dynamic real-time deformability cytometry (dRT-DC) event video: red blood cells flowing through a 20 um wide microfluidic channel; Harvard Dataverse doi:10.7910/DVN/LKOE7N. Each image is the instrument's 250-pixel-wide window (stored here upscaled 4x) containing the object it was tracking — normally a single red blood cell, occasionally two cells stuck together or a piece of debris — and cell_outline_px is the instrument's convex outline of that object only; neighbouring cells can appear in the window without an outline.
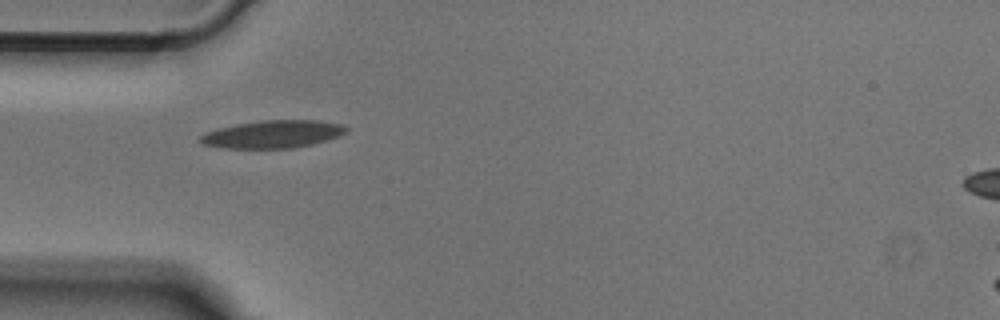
{"species": "Egyptian fruit bat (a non-hibernating species)", "species_latin": "Rousettus aegyptiacus", "temperature_condition": "cold", "stored_images_in_passage": 37, "camera_frame_rate_fps": 3000, "um_per_image_px": 0.085, "animal": {"sex": "male"}, "frame": {"image": 1, "passage_image": 1, "time_ms": 0.0, "image_size_px": [1000, 320], "cell_outline_px": [[348, 128], [340, 136], [312, 144], [292, 148], [220, 148], [204, 144], [196, 140], [204, 132], [216, 128], [236, 124], [260, 120], [316, 120], [340, 124]], "centroid_in_image_um": [23.11, 11.4], "position_along_channel_um": 61.9, "area_um2": 23.64}}
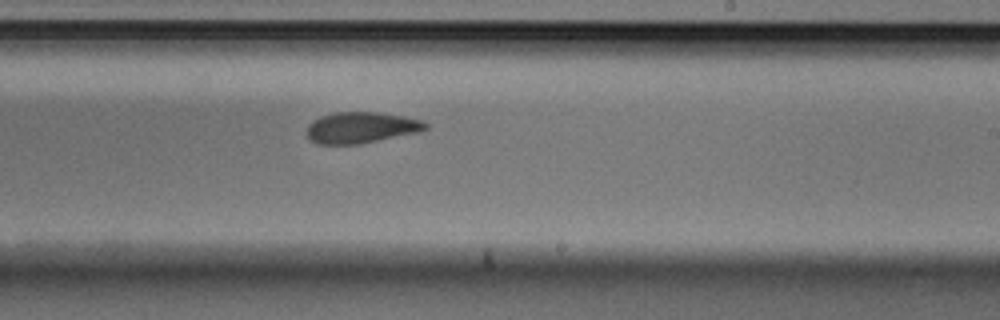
{"frame": {"image": 2, "passage_image": 16, "time_ms": 5.0, "image_size_px": [1000, 320], "cell_outline_px": [[428, 128], [420, 132], [360, 144], [316, 144], [308, 136], [308, 124], [320, 116], [336, 112], [376, 112], [404, 116], [424, 120], [428, 124]], "centroid_in_image_um": [30.75, 10.84], "position_along_channel_um": 258.3, "area_um2": 21.62}}
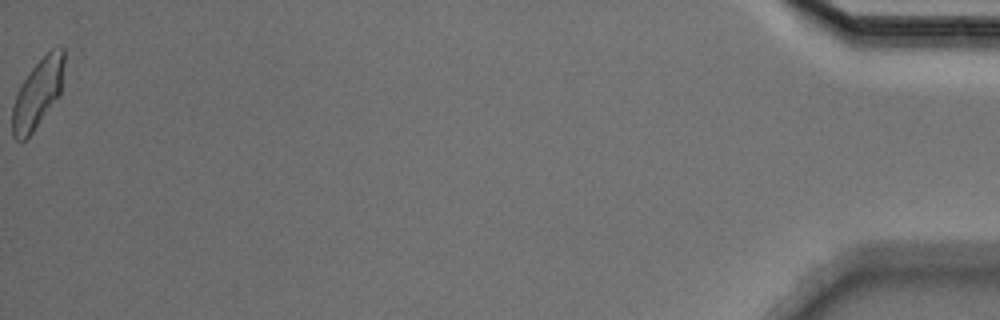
{"frame": {"image": 3, "passage_image": 37, "time_ms": 12.0, "image_size_px": [1000, 320], "cell_outline_px": [[64, 60], [60, 96], [32, 132], [24, 140], [16, 140], [12, 136], [12, 108], [20, 84], [32, 68], [52, 48], [64, 48]], "centroid_in_image_um": [3.2, 7.96], "position_along_channel_um": 432.0, "area_um2": 20.58}}